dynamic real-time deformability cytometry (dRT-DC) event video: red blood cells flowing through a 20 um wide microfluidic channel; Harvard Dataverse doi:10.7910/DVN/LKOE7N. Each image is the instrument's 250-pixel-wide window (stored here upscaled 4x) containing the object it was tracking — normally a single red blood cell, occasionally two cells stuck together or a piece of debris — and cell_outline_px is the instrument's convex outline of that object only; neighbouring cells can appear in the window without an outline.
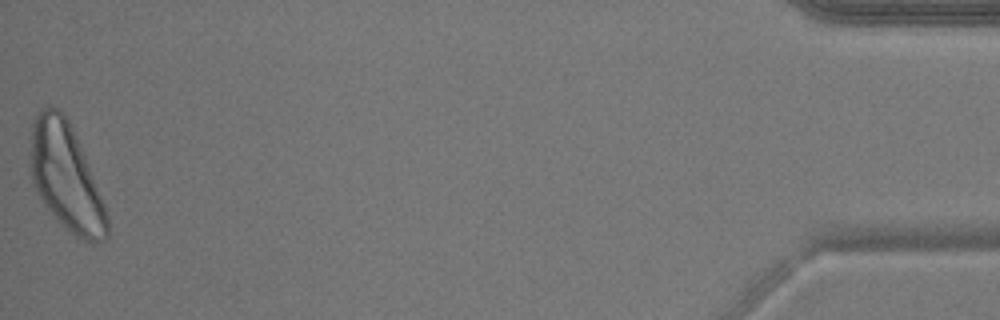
{"species": "common noctule bat (a hibernating species)", "species_latin": "Nyctalus noctula", "temperature_condition": "warm", "stored_images_in_passage": 42, "camera_frame_rate_fps": 3000, "um_per_image_px": 0.085, "animal": {"sex": "male", "body_mass_g": 17.9}, "frame": {"image": 1, "passage_image": 42, "time_ms": 13.667, "image_size_px": [1000, 320], "cell_outline_px": [[108, 236], [104, 240], [84, 240], [76, 236], [48, 208], [32, 184], [32, 124], [40, 108], [48, 104], [56, 108], [68, 120], [84, 156], [104, 204], [108, 216]], "centroid_in_image_um": [5.61, 15.02], "position_along_channel_um": 429.6, "area_um2": 46.01}}